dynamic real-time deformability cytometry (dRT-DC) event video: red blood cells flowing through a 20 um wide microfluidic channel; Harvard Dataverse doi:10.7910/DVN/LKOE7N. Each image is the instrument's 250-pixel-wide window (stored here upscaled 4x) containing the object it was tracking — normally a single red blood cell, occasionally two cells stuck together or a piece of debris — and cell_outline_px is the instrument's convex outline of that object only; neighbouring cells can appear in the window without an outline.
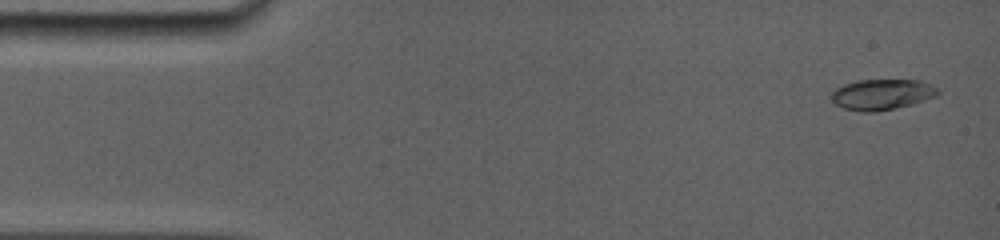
{"species": "common noctule bat (a hibernating species)", "species_latin": "Nyctalus noctula", "temperature_condition": "room temperature", "stored_images_in_passage": 34, "camera_frame_rate_fps": 5000, "um_per_image_px": 0.085, "animal": {"sex": "female", "body_mass_g": 19.0, "forearm_length_mm": 56.7}, "frame": {"image": 1, "passage_image": 1, "time_ms": 0.0, "image_size_px": [1000, 240], "cell_outline_px": [[940, 92], [936, 96], [912, 104], [876, 112], [860, 112], [844, 108], [836, 104], [832, 100], [832, 92], [836, 88], [844, 84], [860, 80], [920, 80], [936, 88]], "centroid_in_image_um": [74.95, 8.03], "position_along_channel_um": 10.1, "area_um2": 18.84}}
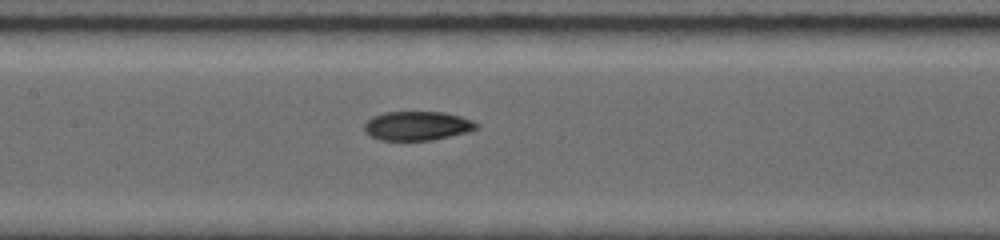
{"frame": {"image": 2, "passage_image": 18, "time_ms": 7.0, "image_size_px": [1000, 240], "cell_outline_px": [[480, 128], [468, 132], [432, 140], [380, 140], [368, 136], [364, 132], [364, 124], [372, 116], [384, 112], [444, 112], [460, 116], [472, 120], [480, 124]], "centroid_in_image_um": [35.47, 10.7], "position_along_channel_um": 171.9, "area_um2": 19.25}}
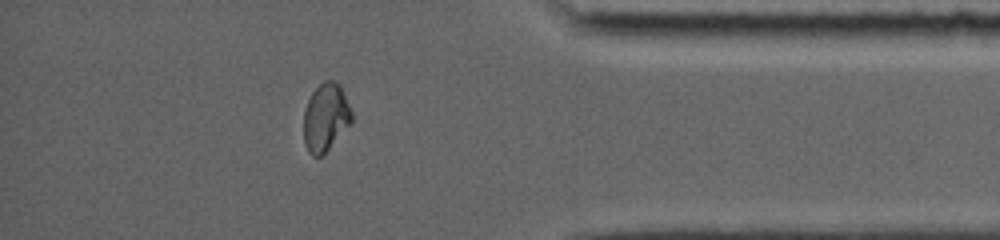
{"frame": {"image": 3, "passage_image": 30, "time_ms": 13.4, "image_size_px": [1000, 240], "cell_outline_px": [[352, 120], [328, 148], [320, 156], [312, 156], [308, 152], [304, 144], [304, 112], [308, 100], [312, 92], [324, 80], [332, 80], [340, 84], [352, 112]], "centroid_in_image_um": [27.66, 9.94], "position_along_channel_um": 407.5, "area_um2": 18.61}, "authors_computed_cell_mechanics": {"area_um2": 19.3052, "velocity_mm_per_s": 3.892, "shape_relaxation_time_tau1_ms": 9.5838, "shape_relaxation_time_tau2_ms": 2.2912, "deformation_change_tau1": 0.2764, "deformation_change_tau2": 0.0481}}